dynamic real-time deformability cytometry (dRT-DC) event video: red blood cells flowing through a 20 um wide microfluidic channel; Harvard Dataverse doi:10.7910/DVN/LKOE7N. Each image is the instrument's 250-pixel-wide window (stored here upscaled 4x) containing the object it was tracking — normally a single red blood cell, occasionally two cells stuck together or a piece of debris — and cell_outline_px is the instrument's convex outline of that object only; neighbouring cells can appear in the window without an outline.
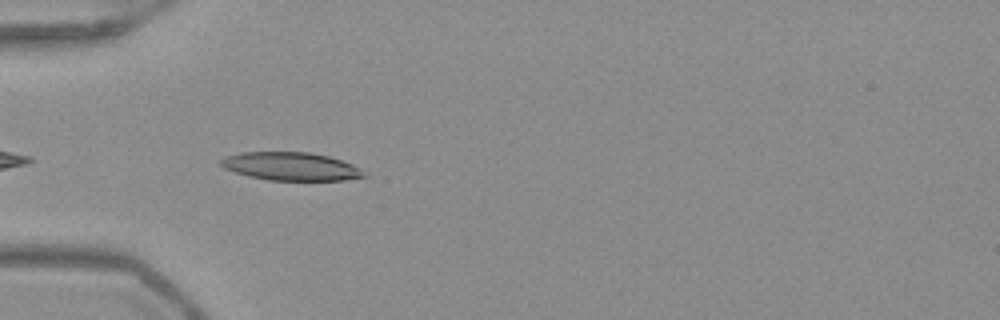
{"species": "Egyptian fruit bat (a non-hibernating species)", "species_latin": "Rousettus aegyptiacus", "temperature_condition": "warm", "stored_images_in_passage": 26, "camera_frame_rate_fps": 3000, "um_per_image_px": 0.085, "frame": {"image": 1, "passage_image": 3, "time_ms": 0.667, "image_size_px": [1000, 320], "cell_outline_px": [[368, 176], [344, 180], [268, 180], [248, 176], [224, 168], [220, 164], [220, 160], [228, 156], [240, 152], [308, 152], [328, 156], [352, 164], [360, 168]], "centroid_in_image_um": [24.74, 14.14], "position_along_channel_um": 60.3, "area_um2": 23.35}}
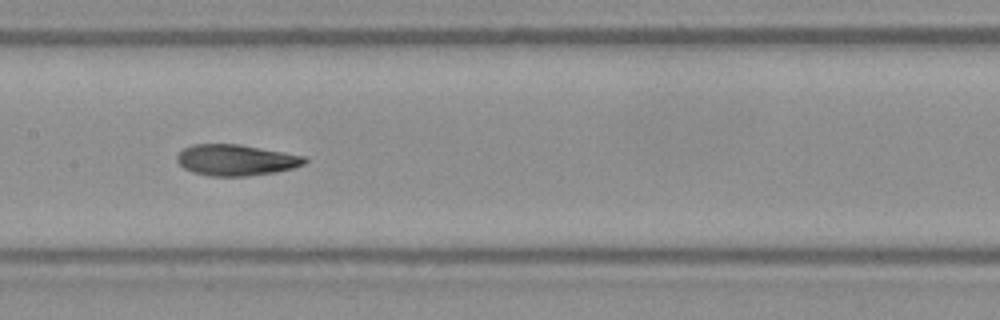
{"frame": {"image": 2, "passage_image": 13, "time_ms": 4.0, "image_size_px": [1000, 320], "cell_outline_px": [[308, 160], [304, 164], [292, 168], [272, 172], [248, 176], [208, 176], [192, 172], [184, 168], [176, 160], [176, 156], [184, 148], [192, 144], [240, 144], [284, 152], [304, 156]], "centroid_in_image_um": [20.03, 13.6], "position_along_channel_um": 187.4, "area_um2": 23.06}}
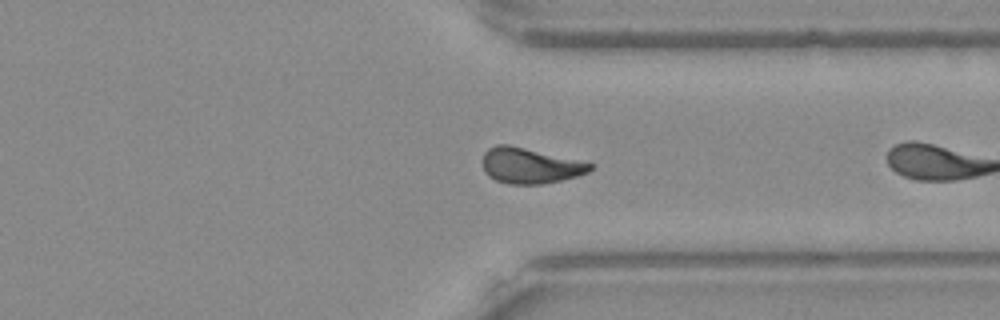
{"frame": {"image": 3, "passage_image": 24, "time_ms": 7.667, "image_size_px": [1000, 320], "cell_outline_px": [[596, 164], [588, 172], [576, 176], [560, 180], [540, 184], [508, 184], [496, 180], [488, 176], [484, 172], [484, 152], [488, 148], [496, 144], [508, 144]], "centroid_in_image_um": [45.04, 14.08], "position_along_channel_um": 366.4, "area_um2": 22.14}}